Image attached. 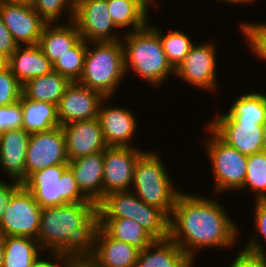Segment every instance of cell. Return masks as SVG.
I'll use <instances>...</instances> for the list:
<instances>
[{
    "label": "cell",
    "instance_id": "cell-49",
    "mask_svg": "<svg viewBox=\"0 0 266 267\" xmlns=\"http://www.w3.org/2000/svg\"><path fill=\"white\" fill-rule=\"evenodd\" d=\"M6 1H9V2H26V3L31 2V0H6Z\"/></svg>",
    "mask_w": 266,
    "mask_h": 267
},
{
    "label": "cell",
    "instance_id": "cell-31",
    "mask_svg": "<svg viewBox=\"0 0 266 267\" xmlns=\"http://www.w3.org/2000/svg\"><path fill=\"white\" fill-rule=\"evenodd\" d=\"M151 23L149 22L148 25L159 35L167 60L172 68L176 70L195 44L193 39L182 30L174 29L166 32L161 28L159 30L158 26L160 25L156 26L154 23L151 25ZM162 31H165V33Z\"/></svg>",
    "mask_w": 266,
    "mask_h": 267
},
{
    "label": "cell",
    "instance_id": "cell-43",
    "mask_svg": "<svg viewBox=\"0 0 266 267\" xmlns=\"http://www.w3.org/2000/svg\"><path fill=\"white\" fill-rule=\"evenodd\" d=\"M69 267H95L86 258L73 259Z\"/></svg>",
    "mask_w": 266,
    "mask_h": 267
},
{
    "label": "cell",
    "instance_id": "cell-23",
    "mask_svg": "<svg viewBox=\"0 0 266 267\" xmlns=\"http://www.w3.org/2000/svg\"><path fill=\"white\" fill-rule=\"evenodd\" d=\"M8 67L22 85L53 71V65L38 44L18 46L9 57Z\"/></svg>",
    "mask_w": 266,
    "mask_h": 267
},
{
    "label": "cell",
    "instance_id": "cell-45",
    "mask_svg": "<svg viewBox=\"0 0 266 267\" xmlns=\"http://www.w3.org/2000/svg\"><path fill=\"white\" fill-rule=\"evenodd\" d=\"M9 58L0 52V70L6 69L8 67Z\"/></svg>",
    "mask_w": 266,
    "mask_h": 267
},
{
    "label": "cell",
    "instance_id": "cell-14",
    "mask_svg": "<svg viewBox=\"0 0 266 267\" xmlns=\"http://www.w3.org/2000/svg\"><path fill=\"white\" fill-rule=\"evenodd\" d=\"M0 12L18 46L39 43L43 29L48 23L36 13L30 3L6 1L0 3Z\"/></svg>",
    "mask_w": 266,
    "mask_h": 267
},
{
    "label": "cell",
    "instance_id": "cell-39",
    "mask_svg": "<svg viewBox=\"0 0 266 267\" xmlns=\"http://www.w3.org/2000/svg\"><path fill=\"white\" fill-rule=\"evenodd\" d=\"M234 255L228 267H266V253L252 252L242 247Z\"/></svg>",
    "mask_w": 266,
    "mask_h": 267
},
{
    "label": "cell",
    "instance_id": "cell-21",
    "mask_svg": "<svg viewBox=\"0 0 266 267\" xmlns=\"http://www.w3.org/2000/svg\"><path fill=\"white\" fill-rule=\"evenodd\" d=\"M81 192L98 205L103 200L104 151L69 161Z\"/></svg>",
    "mask_w": 266,
    "mask_h": 267
},
{
    "label": "cell",
    "instance_id": "cell-41",
    "mask_svg": "<svg viewBox=\"0 0 266 267\" xmlns=\"http://www.w3.org/2000/svg\"><path fill=\"white\" fill-rule=\"evenodd\" d=\"M5 181L3 178H0V219L10 202L12 194L22 185V183L11 179L8 180L10 181L9 183Z\"/></svg>",
    "mask_w": 266,
    "mask_h": 267
},
{
    "label": "cell",
    "instance_id": "cell-37",
    "mask_svg": "<svg viewBox=\"0 0 266 267\" xmlns=\"http://www.w3.org/2000/svg\"><path fill=\"white\" fill-rule=\"evenodd\" d=\"M22 84L12 74L9 67L0 70V106L12 105L20 101Z\"/></svg>",
    "mask_w": 266,
    "mask_h": 267
},
{
    "label": "cell",
    "instance_id": "cell-48",
    "mask_svg": "<svg viewBox=\"0 0 266 267\" xmlns=\"http://www.w3.org/2000/svg\"><path fill=\"white\" fill-rule=\"evenodd\" d=\"M263 138H264V151H266V118L262 124Z\"/></svg>",
    "mask_w": 266,
    "mask_h": 267
},
{
    "label": "cell",
    "instance_id": "cell-17",
    "mask_svg": "<svg viewBox=\"0 0 266 267\" xmlns=\"http://www.w3.org/2000/svg\"><path fill=\"white\" fill-rule=\"evenodd\" d=\"M139 250L112 238L98 223L86 259L95 267H135Z\"/></svg>",
    "mask_w": 266,
    "mask_h": 267
},
{
    "label": "cell",
    "instance_id": "cell-47",
    "mask_svg": "<svg viewBox=\"0 0 266 267\" xmlns=\"http://www.w3.org/2000/svg\"><path fill=\"white\" fill-rule=\"evenodd\" d=\"M148 9H150L151 7H159L158 6V1L157 0H140ZM156 3V4H154ZM155 5V6H154Z\"/></svg>",
    "mask_w": 266,
    "mask_h": 267
},
{
    "label": "cell",
    "instance_id": "cell-34",
    "mask_svg": "<svg viewBox=\"0 0 266 267\" xmlns=\"http://www.w3.org/2000/svg\"><path fill=\"white\" fill-rule=\"evenodd\" d=\"M30 4L47 23H68L74 20L75 0H31Z\"/></svg>",
    "mask_w": 266,
    "mask_h": 267
},
{
    "label": "cell",
    "instance_id": "cell-26",
    "mask_svg": "<svg viewBox=\"0 0 266 267\" xmlns=\"http://www.w3.org/2000/svg\"><path fill=\"white\" fill-rule=\"evenodd\" d=\"M115 26L124 34L138 31L149 24V9L140 0H107ZM131 27V28H129Z\"/></svg>",
    "mask_w": 266,
    "mask_h": 267
},
{
    "label": "cell",
    "instance_id": "cell-33",
    "mask_svg": "<svg viewBox=\"0 0 266 267\" xmlns=\"http://www.w3.org/2000/svg\"><path fill=\"white\" fill-rule=\"evenodd\" d=\"M87 42L81 39L72 49L53 64V71L66 77L70 82H78L84 67Z\"/></svg>",
    "mask_w": 266,
    "mask_h": 267
},
{
    "label": "cell",
    "instance_id": "cell-1",
    "mask_svg": "<svg viewBox=\"0 0 266 267\" xmlns=\"http://www.w3.org/2000/svg\"><path fill=\"white\" fill-rule=\"evenodd\" d=\"M184 191L178 195L169 217L168 237L193 262L198 259L197 254L203 248L224 250L237 246L241 237L238 235L242 232L222 201L213 196L204 197Z\"/></svg>",
    "mask_w": 266,
    "mask_h": 267
},
{
    "label": "cell",
    "instance_id": "cell-2",
    "mask_svg": "<svg viewBox=\"0 0 266 267\" xmlns=\"http://www.w3.org/2000/svg\"><path fill=\"white\" fill-rule=\"evenodd\" d=\"M97 223V205L94 202L44 207L37 240L44 252L61 253L72 260L86 258Z\"/></svg>",
    "mask_w": 266,
    "mask_h": 267
},
{
    "label": "cell",
    "instance_id": "cell-20",
    "mask_svg": "<svg viewBox=\"0 0 266 267\" xmlns=\"http://www.w3.org/2000/svg\"><path fill=\"white\" fill-rule=\"evenodd\" d=\"M228 145L251 155L264 150L262 125L256 122H206Z\"/></svg>",
    "mask_w": 266,
    "mask_h": 267
},
{
    "label": "cell",
    "instance_id": "cell-38",
    "mask_svg": "<svg viewBox=\"0 0 266 267\" xmlns=\"http://www.w3.org/2000/svg\"><path fill=\"white\" fill-rule=\"evenodd\" d=\"M23 111L21 102L0 106V131L22 128Z\"/></svg>",
    "mask_w": 266,
    "mask_h": 267
},
{
    "label": "cell",
    "instance_id": "cell-44",
    "mask_svg": "<svg viewBox=\"0 0 266 267\" xmlns=\"http://www.w3.org/2000/svg\"><path fill=\"white\" fill-rule=\"evenodd\" d=\"M220 2H224L225 4H229V5H240V6H246V5H249L251 4V0H217Z\"/></svg>",
    "mask_w": 266,
    "mask_h": 267
},
{
    "label": "cell",
    "instance_id": "cell-19",
    "mask_svg": "<svg viewBox=\"0 0 266 267\" xmlns=\"http://www.w3.org/2000/svg\"><path fill=\"white\" fill-rule=\"evenodd\" d=\"M30 134L23 128L4 131L0 136V170L11 180H26V154Z\"/></svg>",
    "mask_w": 266,
    "mask_h": 267
},
{
    "label": "cell",
    "instance_id": "cell-28",
    "mask_svg": "<svg viewBox=\"0 0 266 267\" xmlns=\"http://www.w3.org/2000/svg\"><path fill=\"white\" fill-rule=\"evenodd\" d=\"M23 117L22 128L29 134L50 130L59 127L57 105L42 101L20 98Z\"/></svg>",
    "mask_w": 266,
    "mask_h": 267
},
{
    "label": "cell",
    "instance_id": "cell-3",
    "mask_svg": "<svg viewBox=\"0 0 266 267\" xmlns=\"http://www.w3.org/2000/svg\"><path fill=\"white\" fill-rule=\"evenodd\" d=\"M124 70L126 77L134 71L153 89L168 82L175 70L169 64L159 35L147 25L145 28L126 33L122 39Z\"/></svg>",
    "mask_w": 266,
    "mask_h": 267
},
{
    "label": "cell",
    "instance_id": "cell-25",
    "mask_svg": "<svg viewBox=\"0 0 266 267\" xmlns=\"http://www.w3.org/2000/svg\"><path fill=\"white\" fill-rule=\"evenodd\" d=\"M192 262L180 246L168 237L154 240L140 251L135 267H189Z\"/></svg>",
    "mask_w": 266,
    "mask_h": 267
},
{
    "label": "cell",
    "instance_id": "cell-10",
    "mask_svg": "<svg viewBox=\"0 0 266 267\" xmlns=\"http://www.w3.org/2000/svg\"><path fill=\"white\" fill-rule=\"evenodd\" d=\"M42 207L22 184L11 196L0 219L3 236H27L37 239Z\"/></svg>",
    "mask_w": 266,
    "mask_h": 267
},
{
    "label": "cell",
    "instance_id": "cell-13",
    "mask_svg": "<svg viewBox=\"0 0 266 267\" xmlns=\"http://www.w3.org/2000/svg\"><path fill=\"white\" fill-rule=\"evenodd\" d=\"M145 149L107 147L104 150L103 199L112 192L128 191L133 183L135 164Z\"/></svg>",
    "mask_w": 266,
    "mask_h": 267
},
{
    "label": "cell",
    "instance_id": "cell-22",
    "mask_svg": "<svg viewBox=\"0 0 266 267\" xmlns=\"http://www.w3.org/2000/svg\"><path fill=\"white\" fill-rule=\"evenodd\" d=\"M242 93L232 100L227 112L215 111L208 122H256L262 125L266 118V92Z\"/></svg>",
    "mask_w": 266,
    "mask_h": 267
},
{
    "label": "cell",
    "instance_id": "cell-5",
    "mask_svg": "<svg viewBox=\"0 0 266 267\" xmlns=\"http://www.w3.org/2000/svg\"><path fill=\"white\" fill-rule=\"evenodd\" d=\"M124 49L121 40L114 42H87V50L79 83L105 98L115 97L123 83Z\"/></svg>",
    "mask_w": 266,
    "mask_h": 267
},
{
    "label": "cell",
    "instance_id": "cell-18",
    "mask_svg": "<svg viewBox=\"0 0 266 267\" xmlns=\"http://www.w3.org/2000/svg\"><path fill=\"white\" fill-rule=\"evenodd\" d=\"M61 127L65 135L69 161L104 151L108 147L98 118L75 121Z\"/></svg>",
    "mask_w": 266,
    "mask_h": 267
},
{
    "label": "cell",
    "instance_id": "cell-7",
    "mask_svg": "<svg viewBox=\"0 0 266 267\" xmlns=\"http://www.w3.org/2000/svg\"><path fill=\"white\" fill-rule=\"evenodd\" d=\"M98 218L132 219L154 239L168 238L169 218L143 202L132 190L112 192L97 205Z\"/></svg>",
    "mask_w": 266,
    "mask_h": 267
},
{
    "label": "cell",
    "instance_id": "cell-24",
    "mask_svg": "<svg viewBox=\"0 0 266 267\" xmlns=\"http://www.w3.org/2000/svg\"><path fill=\"white\" fill-rule=\"evenodd\" d=\"M81 39L73 21L48 23L43 29L38 45L53 65L59 57L72 49Z\"/></svg>",
    "mask_w": 266,
    "mask_h": 267
},
{
    "label": "cell",
    "instance_id": "cell-11",
    "mask_svg": "<svg viewBox=\"0 0 266 267\" xmlns=\"http://www.w3.org/2000/svg\"><path fill=\"white\" fill-rule=\"evenodd\" d=\"M108 9L107 0H75L73 22L83 40L114 42L122 39L124 33L116 30Z\"/></svg>",
    "mask_w": 266,
    "mask_h": 267
},
{
    "label": "cell",
    "instance_id": "cell-8",
    "mask_svg": "<svg viewBox=\"0 0 266 267\" xmlns=\"http://www.w3.org/2000/svg\"><path fill=\"white\" fill-rule=\"evenodd\" d=\"M22 184L42 208L92 202L81 192L68 165H54L34 172Z\"/></svg>",
    "mask_w": 266,
    "mask_h": 267
},
{
    "label": "cell",
    "instance_id": "cell-46",
    "mask_svg": "<svg viewBox=\"0 0 266 267\" xmlns=\"http://www.w3.org/2000/svg\"><path fill=\"white\" fill-rule=\"evenodd\" d=\"M3 254H4V236L0 233V267L3 264Z\"/></svg>",
    "mask_w": 266,
    "mask_h": 267
},
{
    "label": "cell",
    "instance_id": "cell-30",
    "mask_svg": "<svg viewBox=\"0 0 266 267\" xmlns=\"http://www.w3.org/2000/svg\"><path fill=\"white\" fill-rule=\"evenodd\" d=\"M98 224L112 238L131 244L139 251H143L154 241L140 224L132 219L98 218Z\"/></svg>",
    "mask_w": 266,
    "mask_h": 267
},
{
    "label": "cell",
    "instance_id": "cell-42",
    "mask_svg": "<svg viewBox=\"0 0 266 267\" xmlns=\"http://www.w3.org/2000/svg\"><path fill=\"white\" fill-rule=\"evenodd\" d=\"M17 47L18 44L15 42L13 36L4 24L3 17L0 12V52L9 58Z\"/></svg>",
    "mask_w": 266,
    "mask_h": 267
},
{
    "label": "cell",
    "instance_id": "cell-50",
    "mask_svg": "<svg viewBox=\"0 0 266 267\" xmlns=\"http://www.w3.org/2000/svg\"><path fill=\"white\" fill-rule=\"evenodd\" d=\"M195 263L194 262H192V264L189 266V267H195V265H194Z\"/></svg>",
    "mask_w": 266,
    "mask_h": 267
},
{
    "label": "cell",
    "instance_id": "cell-15",
    "mask_svg": "<svg viewBox=\"0 0 266 267\" xmlns=\"http://www.w3.org/2000/svg\"><path fill=\"white\" fill-rule=\"evenodd\" d=\"M109 100L110 98H105L101 102L98 113L106 145L108 147L139 146L132 141L136 138L137 125H139L135 113L127 107L108 105L106 102Z\"/></svg>",
    "mask_w": 266,
    "mask_h": 267
},
{
    "label": "cell",
    "instance_id": "cell-40",
    "mask_svg": "<svg viewBox=\"0 0 266 267\" xmlns=\"http://www.w3.org/2000/svg\"><path fill=\"white\" fill-rule=\"evenodd\" d=\"M46 254V255H44ZM72 259L61 253L45 252L38 257L32 267H69Z\"/></svg>",
    "mask_w": 266,
    "mask_h": 267
},
{
    "label": "cell",
    "instance_id": "cell-36",
    "mask_svg": "<svg viewBox=\"0 0 266 267\" xmlns=\"http://www.w3.org/2000/svg\"><path fill=\"white\" fill-rule=\"evenodd\" d=\"M253 204L255 214L252 223H254L253 229L256 230H251L253 234L249 235L250 240L242 247L252 252L266 253V200H254Z\"/></svg>",
    "mask_w": 266,
    "mask_h": 267
},
{
    "label": "cell",
    "instance_id": "cell-4",
    "mask_svg": "<svg viewBox=\"0 0 266 267\" xmlns=\"http://www.w3.org/2000/svg\"><path fill=\"white\" fill-rule=\"evenodd\" d=\"M149 150H146L135 164L130 190L143 202L158 208L169 218L181 193L178 189L181 188H177L175 181L170 177L171 173L161 160L162 155L152 148Z\"/></svg>",
    "mask_w": 266,
    "mask_h": 267
},
{
    "label": "cell",
    "instance_id": "cell-16",
    "mask_svg": "<svg viewBox=\"0 0 266 267\" xmlns=\"http://www.w3.org/2000/svg\"><path fill=\"white\" fill-rule=\"evenodd\" d=\"M105 97L79 82H71L57 105L60 126L98 118L101 102Z\"/></svg>",
    "mask_w": 266,
    "mask_h": 267
},
{
    "label": "cell",
    "instance_id": "cell-29",
    "mask_svg": "<svg viewBox=\"0 0 266 267\" xmlns=\"http://www.w3.org/2000/svg\"><path fill=\"white\" fill-rule=\"evenodd\" d=\"M43 253L37 239L27 236H4L2 267H32Z\"/></svg>",
    "mask_w": 266,
    "mask_h": 267
},
{
    "label": "cell",
    "instance_id": "cell-6",
    "mask_svg": "<svg viewBox=\"0 0 266 267\" xmlns=\"http://www.w3.org/2000/svg\"><path fill=\"white\" fill-rule=\"evenodd\" d=\"M203 128L208 131L201 144L207 151L214 177L212 195L239 191L246 177L248 156L224 142L207 124Z\"/></svg>",
    "mask_w": 266,
    "mask_h": 267
},
{
    "label": "cell",
    "instance_id": "cell-9",
    "mask_svg": "<svg viewBox=\"0 0 266 267\" xmlns=\"http://www.w3.org/2000/svg\"><path fill=\"white\" fill-rule=\"evenodd\" d=\"M217 41L210 39L201 43H196L192 46L190 52L184 58L182 63L175 70L176 79H181L192 87L200 89L199 91H207L212 93L219 91L218 87V69L217 67Z\"/></svg>",
    "mask_w": 266,
    "mask_h": 267
},
{
    "label": "cell",
    "instance_id": "cell-35",
    "mask_svg": "<svg viewBox=\"0 0 266 267\" xmlns=\"http://www.w3.org/2000/svg\"><path fill=\"white\" fill-rule=\"evenodd\" d=\"M239 30L252 54L257 56L260 62H266V21L244 20L239 23Z\"/></svg>",
    "mask_w": 266,
    "mask_h": 267
},
{
    "label": "cell",
    "instance_id": "cell-12",
    "mask_svg": "<svg viewBox=\"0 0 266 267\" xmlns=\"http://www.w3.org/2000/svg\"><path fill=\"white\" fill-rule=\"evenodd\" d=\"M66 140L61 126L30 134L26 154V179L54 165H68Z\"/></svg>",
    "mask_w": 266,
    "mask_h": 267
},
{
    "label": "cell",
    "instance_id": "cell-27",
    "mask_svg": "<svg viewBox=\"0 0 266 267\" xmlns=\"http://www.w3.org/2000/svg\"><path fill=\"white\" fill-rule=\"evenodd\" d=\"M71 82L56 71L32 78L22 85V95L34 101L58 105Z\"/></svg>",
    "mask_w": 266,
    "mask_h": 267
},
{
    "label": "cell",
    "instance_id": "cell-32",
    "mask_svg": "<svg viewBox=\"0 0 266 267\" xmlns=\"http://www.w3.org/2000/svg\"><path fill=\"white\" fill-rule=\"evenodd\" d=\"M245 189L254 193L255 201L266 200V151L248 155L246 177L239 191Z\"/></svg>",
    "mask_w": 266,
    "mask_h": 267
}]
</instances>
